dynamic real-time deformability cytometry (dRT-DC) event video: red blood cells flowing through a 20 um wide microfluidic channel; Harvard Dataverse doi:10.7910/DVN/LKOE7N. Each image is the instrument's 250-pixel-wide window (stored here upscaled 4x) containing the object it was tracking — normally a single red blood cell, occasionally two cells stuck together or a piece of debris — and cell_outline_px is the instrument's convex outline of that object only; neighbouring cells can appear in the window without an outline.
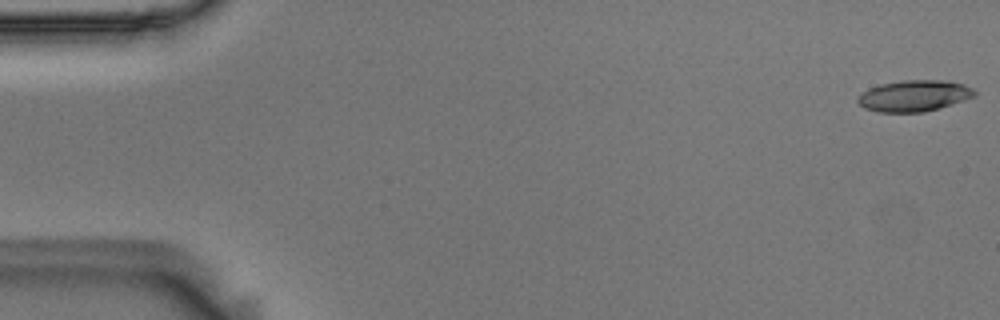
{"species": "Egyptian fruit bat (a non-hibernating species)", "species_latin": "Rousettus aegyptiacus", "temperature_condition": "room temperature", "stored_images_in_passage": 53, "camera_frame_rate_fps": 3000, "um_per_image_px": 0.085, "animal": {"sex": "male"}, "frame": {"image": 1, "passage_image": 1, "time_ms": 0.0, "image_size_px": [1000, 320], "cell_outline_px": [[976, 96], [940, 108], [924, 112], [880, 112], [864, 108], [856, 100], [856, 96], [868, 88], [880, 84], [904, 80], [940, 80], [964, 84], [972, 88], [976, 92]], "centroid_in_image_um": [77.68, 8.14], "position_along_channel_um": 7.3, "area_um2": 21.33}}
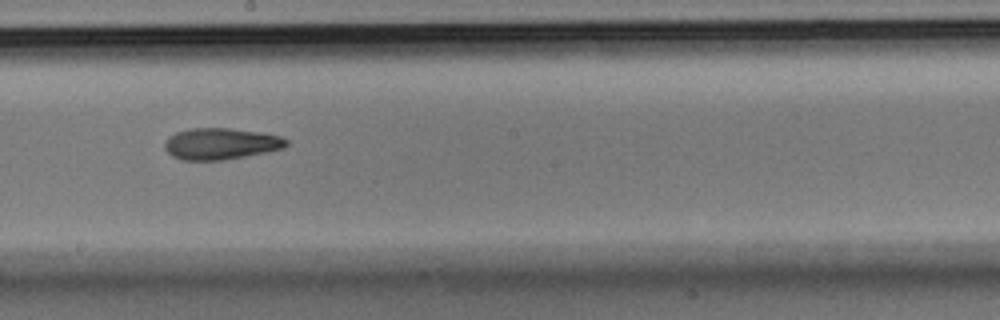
{"frame": {"image": 2, "passage_image": 31, "time_ms": 10.0, "image_size_px": [1000, 320], "cell_outline_px": [[288, 144], [284, 148], [224, 160], [180, 160], [172, 156], [164, 148], [164, 144], [168, 136], [176, 132], [188, 128], [228, 128], [260, 132], [280, 136], [288, 140]], "centroid_in_image_um": [18.73, 12.21], "position_along_channel_um": 229.5, "area_um2": 22.31}}
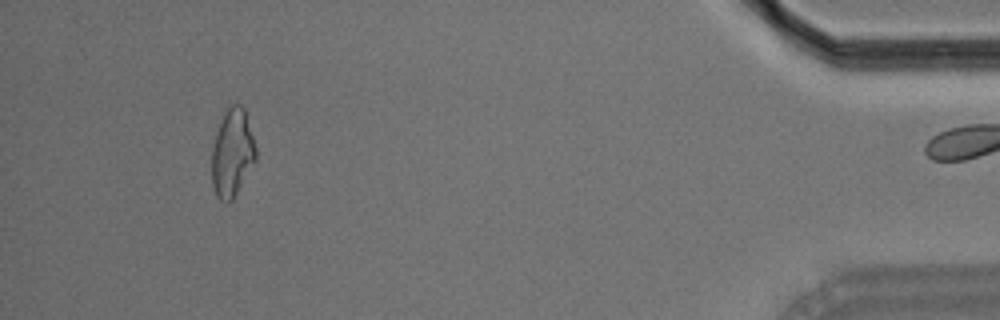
{"frame": {"image": 3, "passage_image": 52, "time_ms": 17.0, "image_size_px": [1000, 320], "cell_outline_px": [[256, 160], [232, 200], [220, 200], [216, 196], [212, 184], [212, 148], [224, 112], [232, 104], [240, 104], [244, 108], [256, 148]], "centroid_in_image_um": [19.74, 13.0], "position_along_channel_um": 415.5, "area_um2": 22.08}}